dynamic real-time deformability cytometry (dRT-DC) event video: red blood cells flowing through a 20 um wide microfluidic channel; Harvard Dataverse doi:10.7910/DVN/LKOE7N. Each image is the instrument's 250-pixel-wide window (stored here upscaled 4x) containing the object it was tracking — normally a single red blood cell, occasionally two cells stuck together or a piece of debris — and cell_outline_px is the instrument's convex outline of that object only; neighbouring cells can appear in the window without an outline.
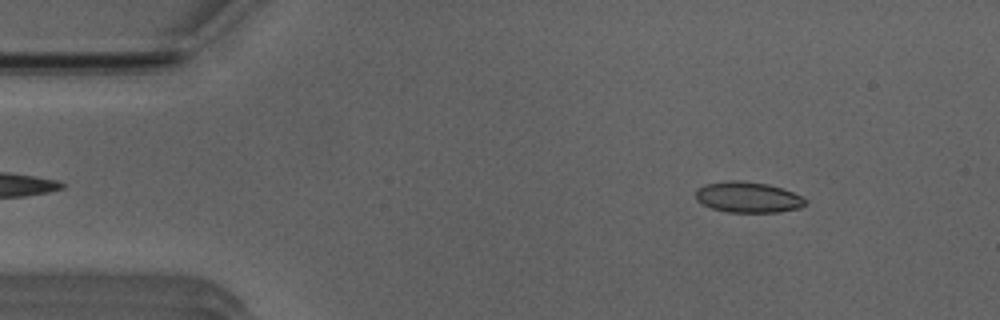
{"species": "Egyptian fruit bat (a non-hibernating species)", "species_latin": "Rousettus aegyptiacus", "temperature_condition": "room temperature", "stored_images_in_passage": 14, "camera_frame_rate_fps": 3000, "um_per_image_px": 0.085, "animal": {"sex": "male"}, "frame": {"image": 1, "passage_image": 6, "time_ms": 1.667, "image_size_px": [1000, 320], "cell_outline_px": [[804, 204], [800, 208], [776, 212], [728, 212], [712, 208], [696, 200], [696, 188], [704, 184], [728, 180], [740, 180], [768, 184], [792, 192], [800, 196], [804, 200]], "centroid_in_image_um": [63.51, 16.75], "position_along_channel_um": 21.5, "area_um2": 19.48}}